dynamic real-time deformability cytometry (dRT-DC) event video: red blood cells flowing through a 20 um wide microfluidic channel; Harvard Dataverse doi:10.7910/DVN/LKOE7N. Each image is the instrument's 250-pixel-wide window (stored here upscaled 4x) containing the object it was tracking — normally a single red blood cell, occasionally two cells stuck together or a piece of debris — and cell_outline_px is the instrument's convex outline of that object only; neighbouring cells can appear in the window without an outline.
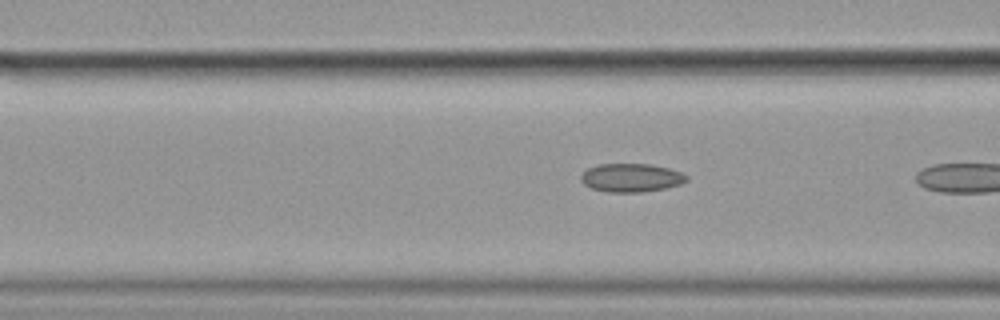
{"species": "common noctule bat (a hibernating species)", "species_latin": "Nyctalus noctula", "temperature_condition": "cold", "stored_images_in_passage": 7, "camera_frame_rate_fps": 3000, "um_per_image_px": 0.085, "animal": {"sex": "female", "body_mass_g": 19.9}, "frame": {"image": 1, "passage_image": 6, "time_ms": 1.667, "image_size_px": [1000, 320], "cell_outline_px": [[688, 180], [680, 184], [664, 188], [640, 192], [608, 192], [592, 188], [584, 184], [580, 180], [580, 176], [588, 168], [596, 164], [652, 164], [668, 168], [680, 172], [688, 176]], "centroid_in_image_um": [53.63, 15.1], "position_along_channel_um": 113.0, "area_um2": 17.46}}